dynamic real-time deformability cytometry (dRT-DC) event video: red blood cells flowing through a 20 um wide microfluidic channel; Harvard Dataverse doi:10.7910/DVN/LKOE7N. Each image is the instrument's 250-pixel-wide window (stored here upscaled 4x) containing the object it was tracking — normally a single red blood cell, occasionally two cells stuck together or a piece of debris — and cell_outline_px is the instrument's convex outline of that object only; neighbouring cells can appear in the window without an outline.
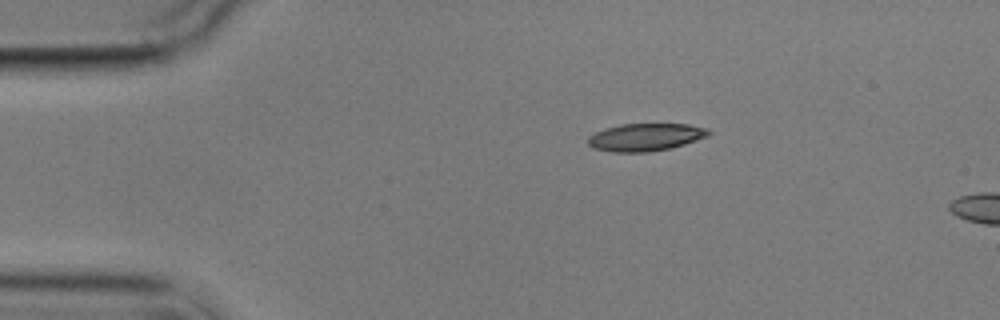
{"species": "common noctule bat (a hibernating species)", "species_latin": "Nyctalus noctula", "temperature_condition": "cold", "stored_images_in_passage": 2, "camera_frame_rate_fps": 3000, "um_per_image_px": 0.085, "animal": {"sex": "male", "body_mass_g": 17.9}, "frame": {"image": 1, "passage_image": 1, "time_ms": 0.0, "image_size_px": [1000, 320], "cell_outline_px": [[712, 132], [708, 136], [684, 144], [668, 148], [648, 152], [612, 152], [592, 148], [588, 144], [588, 136], [604, 128], [620, 124], [688, 124], [708, 128]], "centroid_in_image_um": [54.85, 11.65], "position_along_channel_um": 30.1, "area_um2": 19.42}}